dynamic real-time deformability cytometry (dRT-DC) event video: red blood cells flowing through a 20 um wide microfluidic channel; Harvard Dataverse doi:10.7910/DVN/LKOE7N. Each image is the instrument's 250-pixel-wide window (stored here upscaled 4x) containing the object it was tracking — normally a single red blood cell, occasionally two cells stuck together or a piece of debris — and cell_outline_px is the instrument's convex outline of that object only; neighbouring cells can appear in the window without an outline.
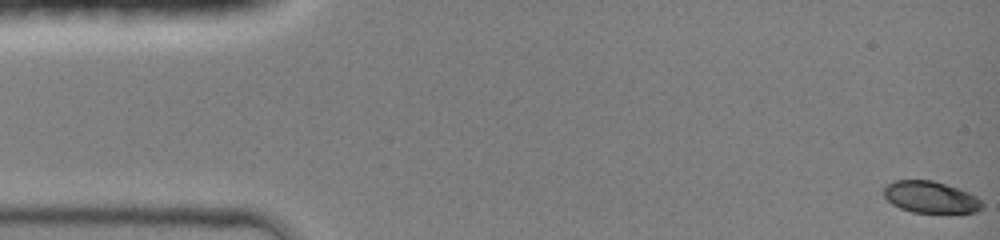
{"species": "common noctule bat (a hibernating species)", "species_latin": "Nyctalus noctula", "temperature_condition": "room temperature", "stored_images_in_passage": 44, "camera_frame_rate_fps": 3000, "um_per_image_px": 0.085, "animal": {"sex": "female", "body_mass_g": 19.0, "forearm_length_mm": 51.5}, "frame": {"image": 1, "passage_image": 1, "time_ms": 0.0, "image_size_px": [1000, 240], "cell_outline_px": [[984, 204], [976, 212], [960, 216], [912, 212], [900, 208], [892, 204], [884, 196], [884, 188], [888, 184], [896, 180], [932, 180], [968, 192], [976, 196]], "centroid_in_image_um": [79.16, 16.82], "position_along_channel_um": 5.8, "area_um2": 18.79}}
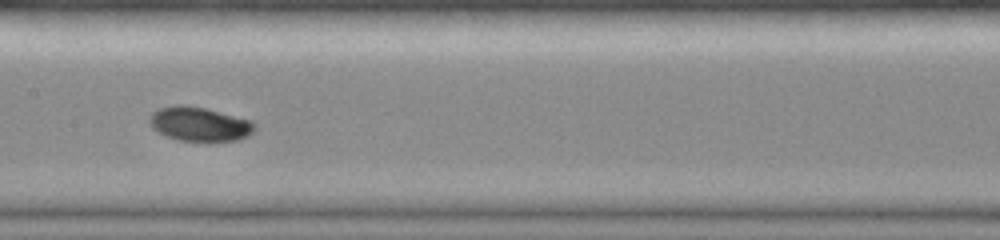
{"frame": {"image": 2, "passage_image": 23, "time_ms": 7.333, "image_size_px": [1000, 240], "cell_outline_px": [[256, 128], [248, 136], [236, 140], [176, 140], [164, 136], [156, 132], [152, 128], [148, 120], [152, 112], [160, 108], [176, 104], [184, 104], [204, 108], [252, 120], [256, 124]], "centroid_in_image_um": [16.92, 10.53], "position_along_channel_um": 190.5, "area_um2": 20.98}}
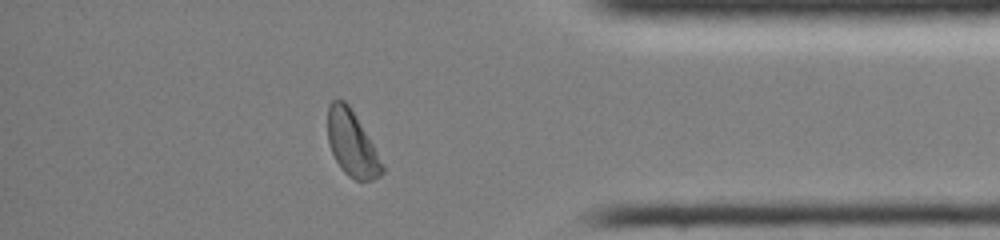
{"frame": {"image": 3, "passage_image": 39, "time_ms": 12.667, "image_size_px": [1000, 240], "cell_outline_px": [[384, 172], [380, 176], [372, 180], [356, 180], [348, 176], [340, 168], [328, 144], [328, 104], [332, 100], [344, 100], [348, 104], [384, 164]], "centroid_in_image_um": [29.9, 12.24], "position_along_channel_um": 405.3, "area_um2": 20.46}}